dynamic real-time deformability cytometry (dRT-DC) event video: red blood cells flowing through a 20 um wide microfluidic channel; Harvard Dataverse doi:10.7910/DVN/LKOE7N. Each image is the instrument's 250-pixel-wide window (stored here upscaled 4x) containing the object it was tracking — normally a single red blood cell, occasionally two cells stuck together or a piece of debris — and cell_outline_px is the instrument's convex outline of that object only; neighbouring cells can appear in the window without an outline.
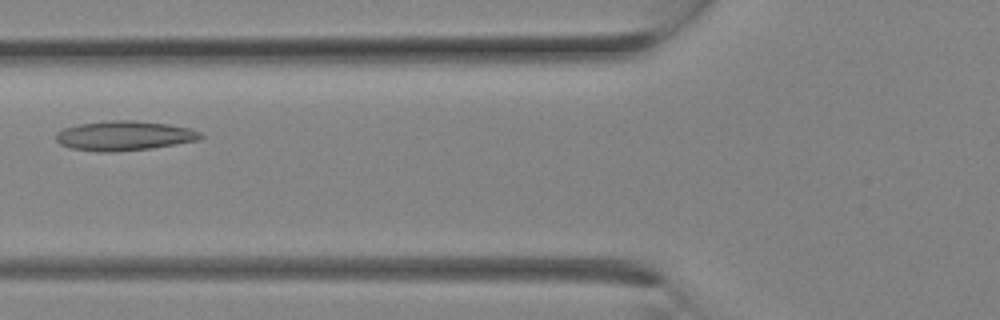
{"species": "Egyptian fruit bat (a non-hibernating species)", "species_latin": "Rousettus aegyptiacus", "temperature_condition": "room temperature", "stored_images_in_passage": 10, "camera_frame_rate_fps": 3000, "um_per_image_px": 0.085, "animal": {"sex": "female"}, "frame": {"image": 1, "passage_image": 9, "time_ms": 2.667, "image_size_px": [1000, 320], "cell_outline_px": [[204, 136], [200, 140], [152, 148], [116, 152], [96, 152], [72, 148], [60, 144], [56, 140], [56, 132], [64, 128], [80, 124], [112, 120], [136, 120], [168, 124], [188, 128], [200, 132]], "centroid_in_image_um": [10.57, 11.54], "position_along_channel_um": 115.2, "area_um2": 25.03}}